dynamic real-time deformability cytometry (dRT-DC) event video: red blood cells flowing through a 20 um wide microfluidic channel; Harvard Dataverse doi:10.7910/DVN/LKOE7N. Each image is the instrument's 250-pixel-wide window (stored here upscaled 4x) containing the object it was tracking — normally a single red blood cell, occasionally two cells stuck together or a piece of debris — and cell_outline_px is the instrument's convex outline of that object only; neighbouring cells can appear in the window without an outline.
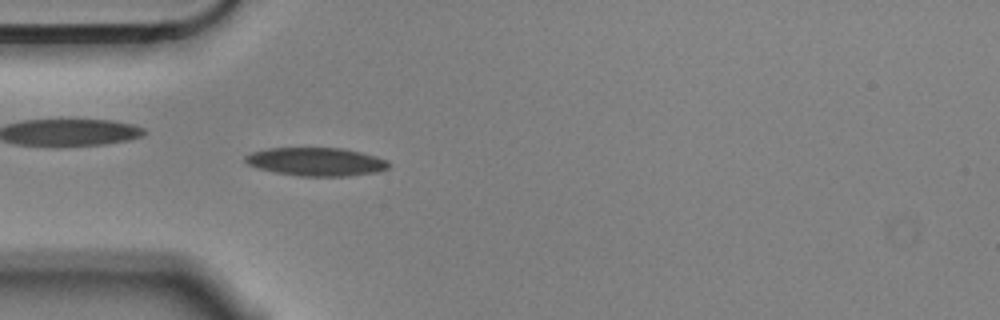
{"species": "Egyptian fruit bat (a non-hibernating species)", "species_latin": "Rousettus aegyptiacus", "temperature_condition": "cold", "stored_images_in_passage": 55, "camera_frame_rate_fps": 3000, "um_per_image_px": 0.085, "animal": {"sex": "male"}, "frame": {"image": 1, "passage_image": 15, "time_ms": 4.667, "image_size_px": [1000, 320], "cell_outline_px": [[388, 168], [380, 172], [348, 176], [300, 176], [276, 172], [256, 168], [248, 164], [244, 160], [244, 156], [252, 152], [268, 148], [344, 148], [376, 156], [388, 160]], "centroid_in_image_um": [26.88, 13.75], "position_along_channel_um": 58.1, "area_um2": 23.76}}
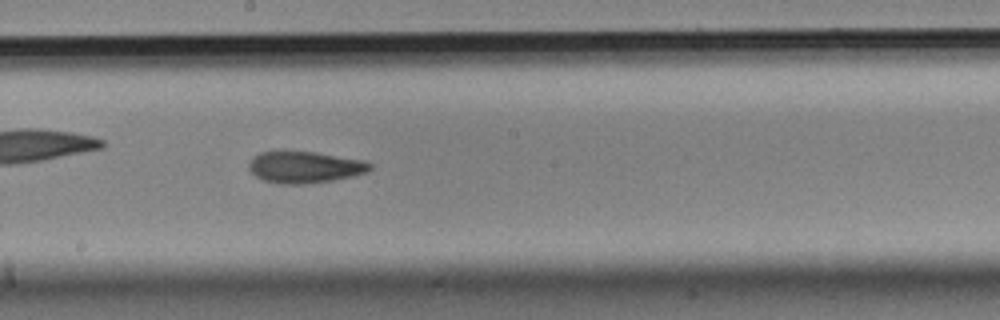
{"frame": {"image": 2, "passage_image": 29, "time_ms": 9.333, "image_size_px": [1000, 320], "cell_outline_px": [[372, 168], [368, 172], [352, 176], [332, 180], [304, 184], [284, 184], [264, 180], [256, 176], [248, 168], [248, 164], [252, 156], [260, 152], [312, 152], [364, 160], [372, 164]], "centroid_in_image_um": [25.9, 14.21], "position_along_channel_um": 222.3, "area_um2": 22.08}}
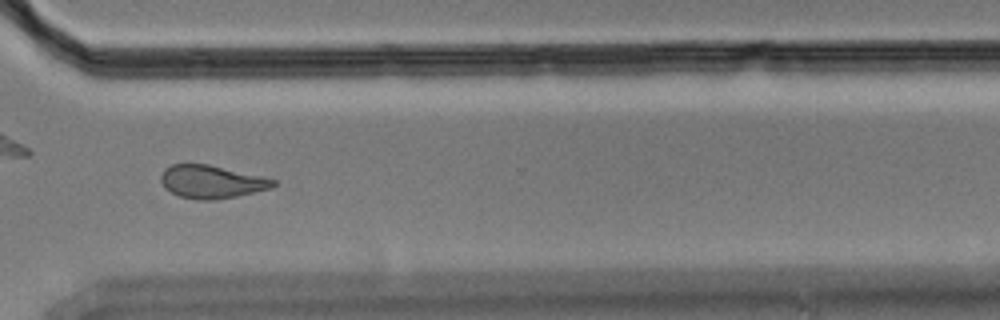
{"frame": {"image": 3, "passage_image": 40, "time_ms": 13.0, "image_size_px": [1000, 320], "cell_outline_px": [[276, 184], [268, 188], [236, 196], [216, 200], [196, 200], [180, 196], [164, 188], [160, 180], [160, 176], [164, 168], [172, 164], [208, 164], [264, 176], [276, 180]], "centroid_in_image_um": [17.95, 15.44], "position_along_channel_um": 352.7, "area_um2": 21.62}, "authors_computed_cell_mechanics": {"area_um2": 22.4842, "velocity_mm_per_s": 3.5541, "shape_relaxation_time_tau1_ms": null, "shape_relaxation_time_tau2_ms": 3.3213, "deformation_change_tau1": null, "deformation_change_tau2": 0.0913}}